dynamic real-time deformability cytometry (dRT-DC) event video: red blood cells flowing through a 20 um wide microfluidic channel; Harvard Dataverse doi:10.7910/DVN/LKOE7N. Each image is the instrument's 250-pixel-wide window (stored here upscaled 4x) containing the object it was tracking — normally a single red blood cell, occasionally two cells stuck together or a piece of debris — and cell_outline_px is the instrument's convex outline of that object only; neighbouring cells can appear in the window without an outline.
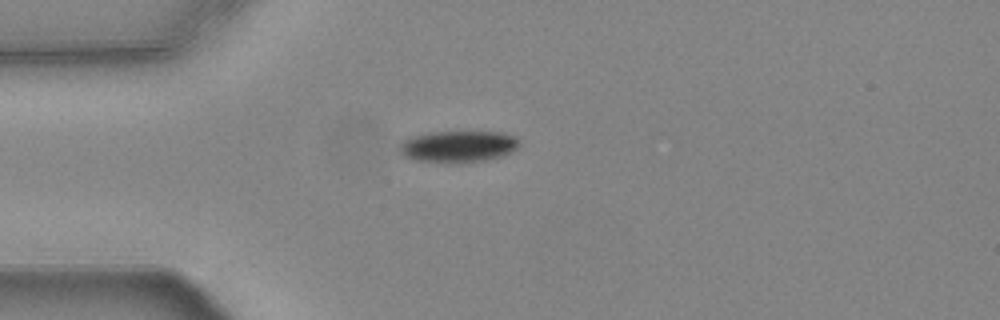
{"species": "common noctule bat (a hibernating species)", "species_latin": "Nyctalus noctula", "temperature_condition": "warm", "stored_images_in_passage": 42, "camera_frame_rate_fps": 3000, "um_per_image_px": 0.085, "animal": {"sex": "female", "body_mass_g": 24.6, "forearm_length_mm": 56.2}, "frame": {"image": 1, "passage_image": 1, "time_ms": 0.0, "image_size_px": [1000, 320], "cell_outline_px": [[520, 144], [512, 152], [488, 160], [456, 164], [416, 160], [404, 156], [400, 152], [400, 144], [404, 140], [412, 136], [428, 132], [504, 132], [516, 136], [520, 140]], "centroid_in_image_um": [38.98, 12.46], "position_along_channel_um": 46.0, "area_um2": 22.37}}
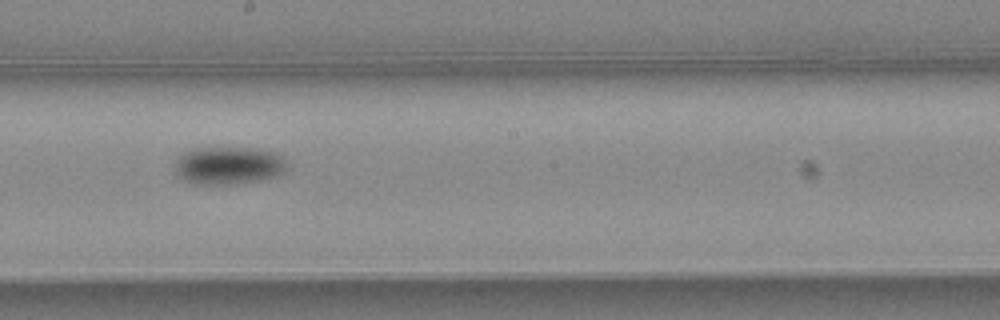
{"frame": {"image": 2, "passage_image": 17, "time_ms": 5.333, "image_size_px": [1000, 320], "cell_outline_px": [[288, 168], [284, 172], [276, 176], [260, 180], [236, 184], [192, 184], [184, 180], [176, 172], [172, 164], [184, 152], [196, 148], [252, 148], [276, 152], [284, 156], [288, 164]], "centroid_in_image_um": [19.45, 14.07], "position_along_channel_um": 228.7, "area_um2": 25.03}}
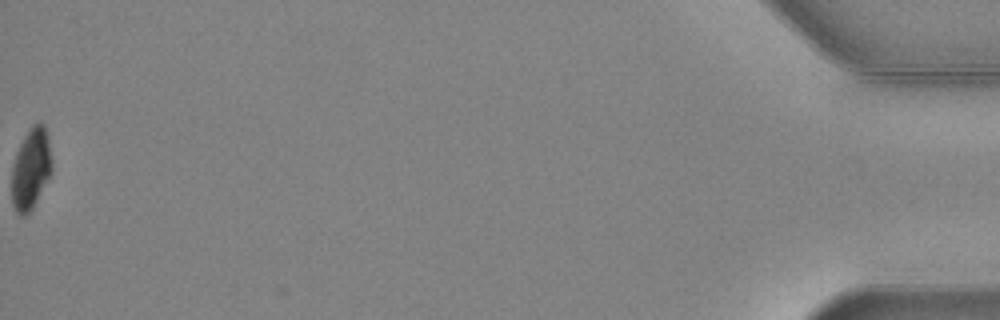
{"frame": {"image": 3, "passage_image": 42, "time_ms": 13.667, "image_size_px": [1000, 320], "cell_outline_px": [[52, 172], [32, 208], [24, 216], [20, 216], [16, 212], [12, 204], [12, 164], [16, 152], [28, 128], [32, 124], [40, 120], [44, 124], [48, 136], [52, 160]], "centroid_in_image_um": [2.63, 14.3], "position_along_channel_um": 432.6, "area_um2": 19.19}, "authors_computed_cell_mechanics": {"area_um2": 23.1489, "velocity_mm_per_s": 3.7391, "shape_relaxation_time_tau1_ms": 2.7467, "shape_relaxation_time_tau2_ms": null, "deformation_change_tau1": 0.1239, "deformation_change_tau2": null}}